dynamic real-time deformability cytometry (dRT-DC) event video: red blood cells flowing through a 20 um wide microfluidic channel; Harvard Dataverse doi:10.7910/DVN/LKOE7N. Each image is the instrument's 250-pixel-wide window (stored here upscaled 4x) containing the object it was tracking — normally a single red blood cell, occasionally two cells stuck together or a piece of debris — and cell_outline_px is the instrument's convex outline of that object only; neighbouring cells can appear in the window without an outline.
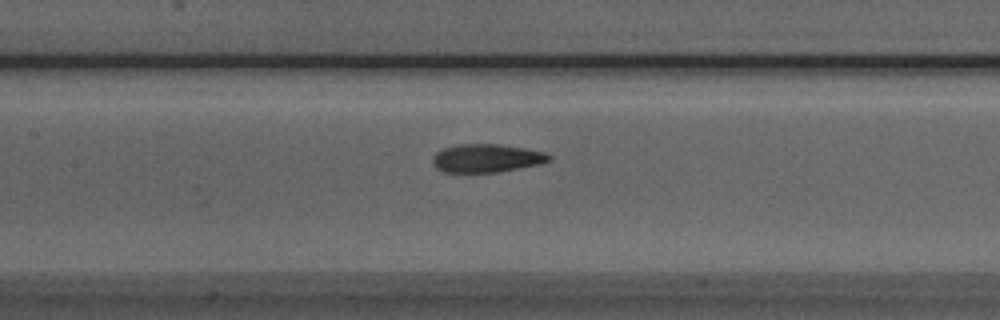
{"species": "Egyptian fruit bat (a non-hibernating species)", "species_latin": "Rousettus aegyptiacus", "temperature_condition": "room temperature", "stored_images_in_passage": 38, "camera_frame_rate_fps": 3000, "um_per_image_px": 0.085, "animal": {"sex": "male"}, "frame": {"image": 1, "passage_image": 13, "time_ms": 4.0, "image_size_px": [1000, 320], "cell_outline_px": [[552, 160], [540, 164], [496, 172], [444, 172], [436, 168], [432, 164], [432, 156], [436, 152], [444, 148], [460, 144], [500, 144], [524, 148], [544, 152], [552, 156]], "centroid_in_image_um": [41.35, 13.44], "position_along_channel_um": 166.1, "area_um2": 19.19}}
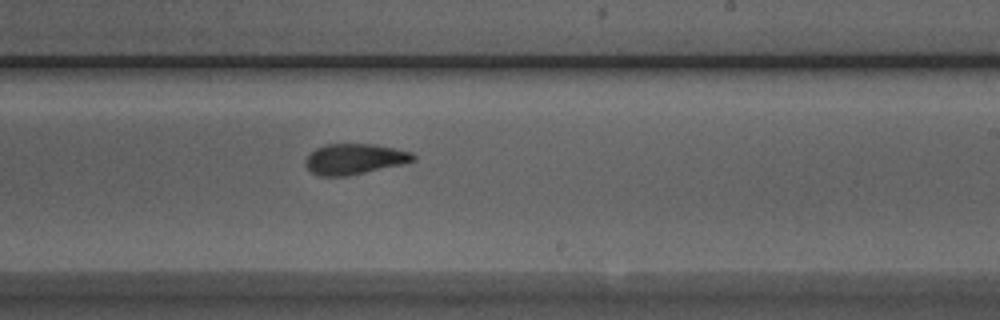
{"frame": {"image": 2, "passage_image": 20, "time_ms": 6.333, "image_size_px": [1000, 320], "cell_outline_px": [[416, 160], [404, 164], [348, 176], [320, 176], [312, 172], [304, 164], [304, 160], [316, 148], [324, 144], [376, 144], [412, 152], [416, 156]], "centroid_in_image_um": [30.16, 13.52], "position_along_channel_um": 258.8, "area_um2": 19.36}}
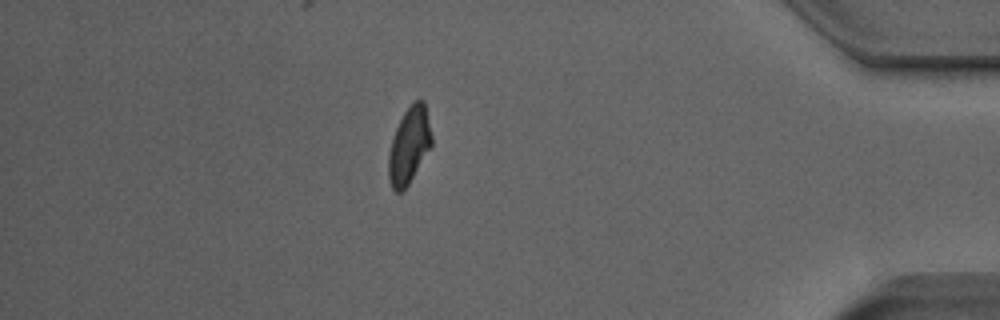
{"frame": {"image": 3, "passage_image": 34, "time_ms": 11.0, "image_size_px": [1000, 320], "cell_outline_px": [[432, 144], [408, 184], [400, 192], [396, 192], [392, 188], [388, 176], [388, 156], [392, 140], [396, 128], [404, 112], [412, 100], [424, 100], [432, 136]], "centroid_in_image_um": [34.77, 12.33], "position_along_channel_um": 400.4, "area_um2": 18.9}}